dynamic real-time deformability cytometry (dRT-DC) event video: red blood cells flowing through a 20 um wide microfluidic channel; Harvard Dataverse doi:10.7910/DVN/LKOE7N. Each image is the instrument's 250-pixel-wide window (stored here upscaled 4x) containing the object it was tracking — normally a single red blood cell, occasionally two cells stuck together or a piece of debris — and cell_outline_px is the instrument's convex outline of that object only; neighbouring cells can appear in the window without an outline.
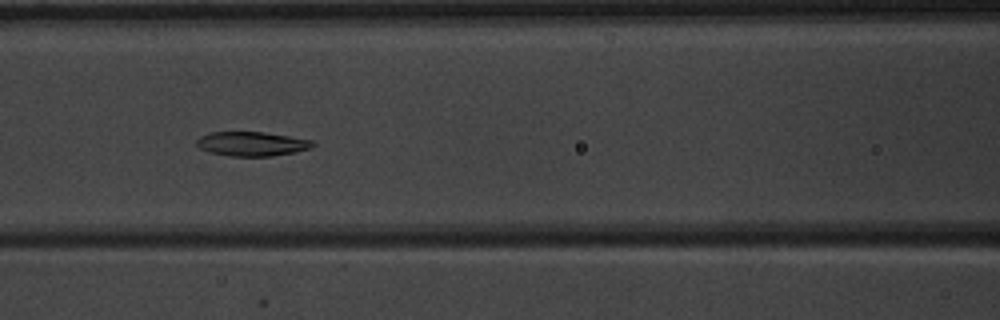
{"species": "common noctule bat (a hibernating species)", "species_latin": "Nyctalus noctula", "temperature_condition": "warm", "stored_images_in_passage": 6, "camera_frame_rate_fps": 3000, "um_per_image_px": 0.085, "animal": {"sex": "male", "body_mass_g": 20.1, "forearm_length_mm": 53.5}, "frame": {"image": 1, "passage_image": 5, "time_ms": 4.667, "image_size_px": [1000, 320], "cell_outline_px": [[316, 144], [312, 148], [296, 152], [272, 156], [232, 156], [208, 152], [200, 148], [196, 144], [196, 140], [200, 136], [212, 132], [264, 132], [312, 140]], "centroid_in_image_um": [21.42, 12.23], "position_along_channel_um": 145.2, "area_um2": 16.47}}
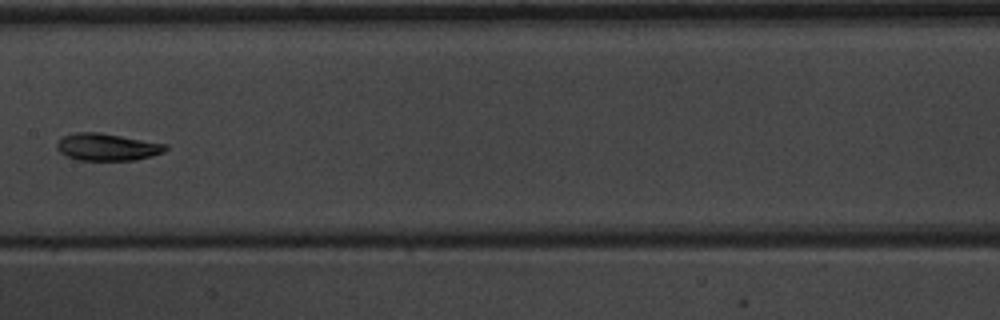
{"frame": {"image": 2, "passage_image": 6, "time_ms": 6.0, "image_size_px": [1000, 320], "cell_outline_px": [[168, 148], [164, 152], [152, 156], [136, 160], [80, 160], [64, 156], [56, 148], [56, 144], [64, 136], [76, 132], [100, 132], [168, 144]], "centroid_in_image_um": [9.13, 12.5], "position_along_channel_um": 198.3, "area_um2": 17.34}}